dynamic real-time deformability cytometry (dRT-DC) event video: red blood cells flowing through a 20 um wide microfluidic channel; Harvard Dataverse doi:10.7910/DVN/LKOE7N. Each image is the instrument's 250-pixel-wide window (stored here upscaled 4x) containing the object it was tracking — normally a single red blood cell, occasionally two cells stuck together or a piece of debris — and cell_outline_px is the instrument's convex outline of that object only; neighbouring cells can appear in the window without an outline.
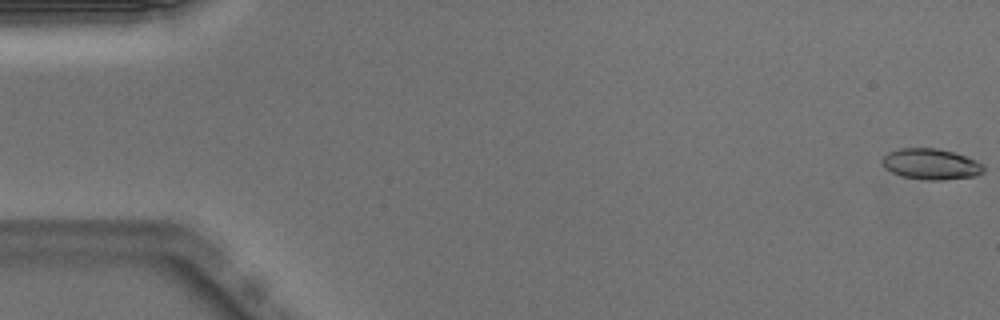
{"species": "Egyptian fruit bat (a non-hibernating species)", "species_latin": "Rousettus aegyptiacus", "temperature_condition": "warm", "stored_images_in_passage": 51, "camera_frame_rate_fps": 3000, "um_per_image_px": 0.085, "animal": {"sex": "male"}, "frame": {"image": 1, "passage_image": 1, "time_ms": 0.0, "image_size_px": [1000, 320], "cell_outline_px": [[984, 172], [976, 176], [940, 180], [924, 180], [900, 176], [884, 168], [880, 160], [888, 152], [900, 148], [936, 148], [952, 152], [976, 160], [984, 164]], "centroid_in_image_um": [79.11, 13.95], "position_along_channel_um": 5.9, "area_um2": 18.38}}
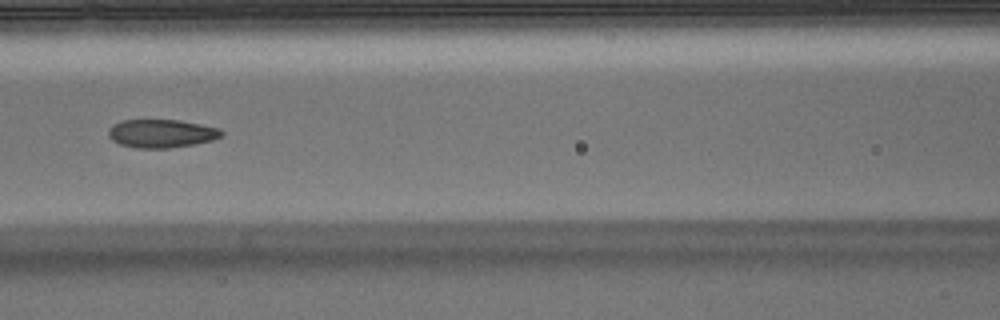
{"frame": {"image": 2, "passage_image": 23, "time_ms": 7.333, "image_size_px": [1000, 320], "cell_outline_px": [[224, 132], [220, 136], [212, 140], [192, 144], [168, 148], [136, 148], [120, 144], [112, 140], [108, 136], [108, 128], [112, 124], [120, 120], [180, 120], [220, 128]], "centroid_in_image_um": [13.68, 11.34], "position_along_channel_um": 152.9, "area_um2": 18.67}}
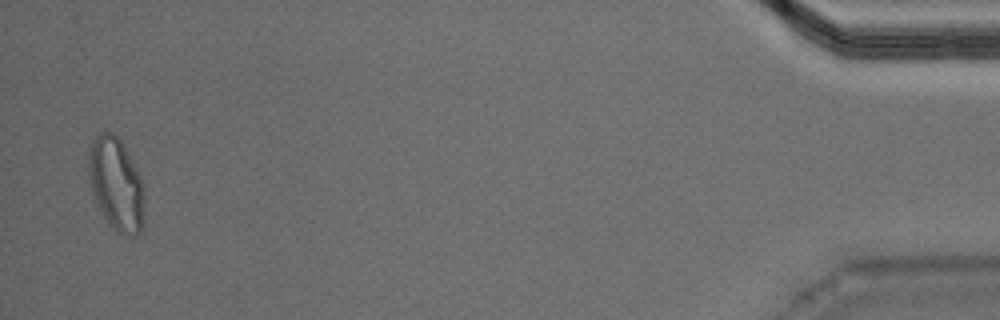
{"frame": {"image": 3, "passage_image": 50, "time_ms": 16.333, "image_size_px": [1000, 320], "cell_outline_px": [[144, 196], [140, 232], [136, 236], [120, 232], [108, 224], [92, 192], [88, 176], [88, 152], [92, 140], [96, 132], [112, 132], [120, 140], [136, 168], [144, 184]], "centroid_in_image_um": [9.84, 15.59], "position_along_channel_um": 425.4, "area_um2": 29.88}, "authors_computed_cell_mechanics": {"area_um2": 18.9584, "velocity_mm_per_s": 3.9907, "shape_relaxation_time_tau1_ms": 11.398, "shape_relaxation_time_tau2_ms": 1.7965, "deformation_change_tau1": 0.2911, "deformation_change_tau2": 0.0777}}